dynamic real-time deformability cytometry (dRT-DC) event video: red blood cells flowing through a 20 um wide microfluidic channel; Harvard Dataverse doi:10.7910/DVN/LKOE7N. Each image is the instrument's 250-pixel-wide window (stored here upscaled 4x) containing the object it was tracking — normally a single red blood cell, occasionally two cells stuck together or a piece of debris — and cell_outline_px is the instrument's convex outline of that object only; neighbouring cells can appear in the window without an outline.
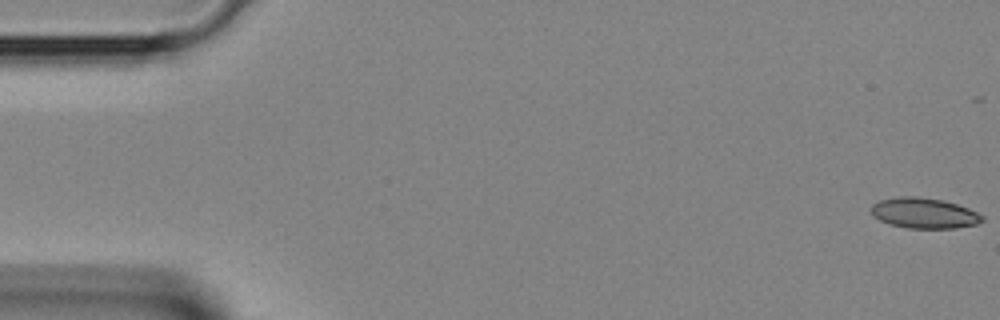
{"species": "Egyptian fruit bat (a non-hibernating species)", "species_latin": "Rousettus aegyptiacus", "temperature_condition": "room temperature", "stored_images_in_passage": 33, "camera_frame_rate_fps": 3000, "um_per_image_px": 0.085, "animal": {"sex": "female"}, "frame": {"image": 1, "passage_image": 1, "time_ms": 0.0, "image_size_px": [1000, 320], "cell_outline_px": [[984, 220], [976, 224], [956, 228], [908, 228], [888, 224], [872, 216], [872, 204], [880, 200], [896, 196], [916, 196], [944, 200], [968, 208], [984, 216]], "centroid_in_image_um": [78.53, 18.11], "position_along_channel_um": 6.5, "area_um2": 19.83}}
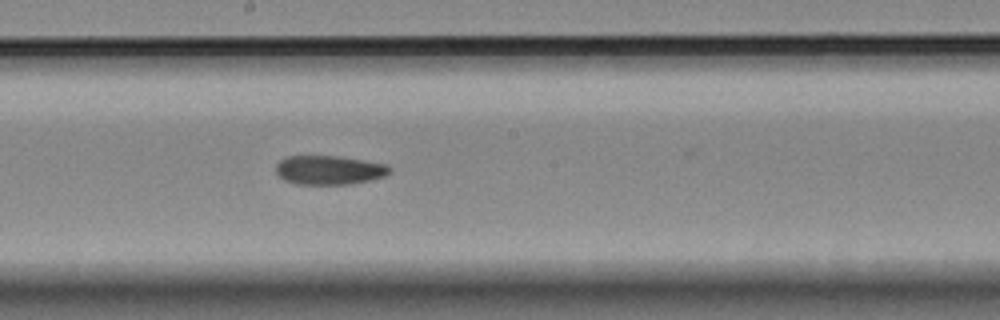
{"frame": {"image": 2, "passage_image": 22, "time_ms": 7.0, "image_size_px": [1000, 320], "cell_outline_px": [[392, 172], [384, 176], [352, 184], [296, 184], [284, 180], [276, 172], [276, 164], [280, 160], [288, 156], [340, 156], [388, 164], [392, 168]], "centroid_in_image_um": [28.0, 14.45], "position_along_channel_um": 220.2, "area_um2": 19.36}}
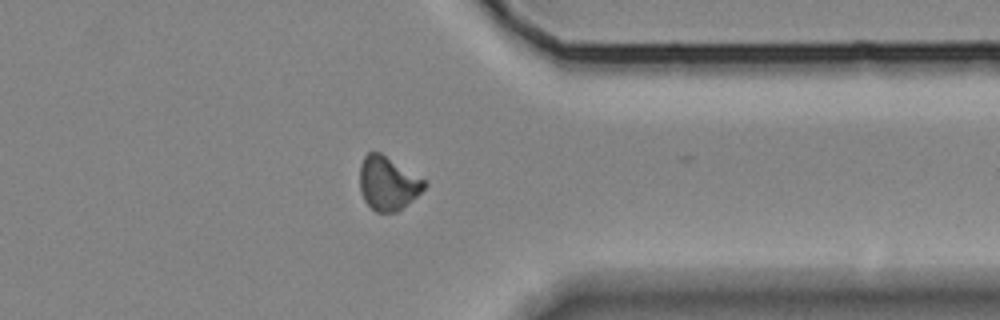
{"frame": {"image": 3, "passage_image": 32, "time_ms": 10.333, "image_size_px": [1000, 320], "cell_outline_px": [[428, 184], [416, 196], [396, 212], [376, 212], [364, 200], [360, 188], [360, 164], [364, 156], [368, 152], [380, 152], [424, 180]], "centroid_in_image_um": [32.94, 15.57], "position_along_channel_um": 378.5, "area_um2": 19.77}}